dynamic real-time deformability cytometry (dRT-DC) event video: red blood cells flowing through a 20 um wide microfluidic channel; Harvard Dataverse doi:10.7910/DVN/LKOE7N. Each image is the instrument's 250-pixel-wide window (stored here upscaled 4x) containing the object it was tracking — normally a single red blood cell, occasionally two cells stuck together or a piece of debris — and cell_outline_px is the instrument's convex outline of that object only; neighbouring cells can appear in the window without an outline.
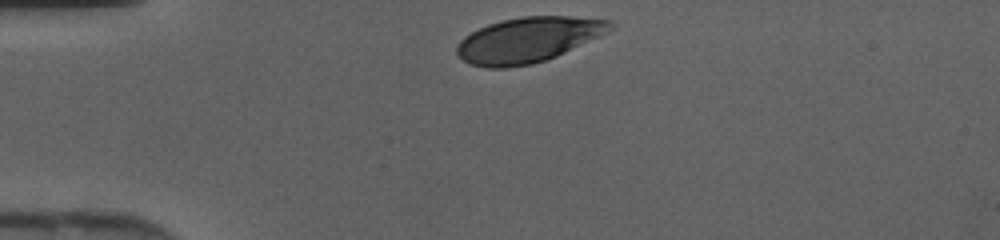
{"species": "human", "species_latin": "Homo sapiens", "temperature_condition": "cold", "stored_images_in_passage": 27, "camera_frame_rate_fps": 3000, "um_per_image_px": 0.085, "donor": {"sex": "female"}, "frame": {"image": 1, "passage_image": 1, "time_ms": 0.0, "image_size_px": [1000, 240], "cell_outline_px": [[616, 24], [608, 32], [556, 56], [532, 64], [508, 68], [488, 68], [468, 64], [456, 52], [456, 48], [460, 40], [464, 36], [488, 24], [504, 20], [524, 16], [568, 16], [612, 20]], "centroid_in_image_um": [44.9, 3.39], "position_along_channel_um": 40.1, "area_um2": 40.23}}
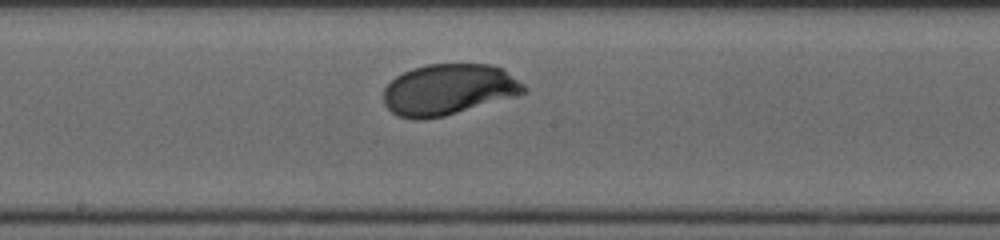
{"frame": {"image": 2, "passage_image": 15, "time_ms": 4.667, "image_size_px": [1000, 240], "cell_outline_px": [[528, 92], [520, 96], [444, 116], [424, 120], [412, 120], [396, 116], [384, 104], [384, 88], [396, 76], [412, 68], [428, 64], [492, 64], [504, 68], [524, 84], [528, 88]], "centroid_in_image_um": [38.18, 7.62], "position_along_channel_um": 210.0, "area_um2": 42.43}}
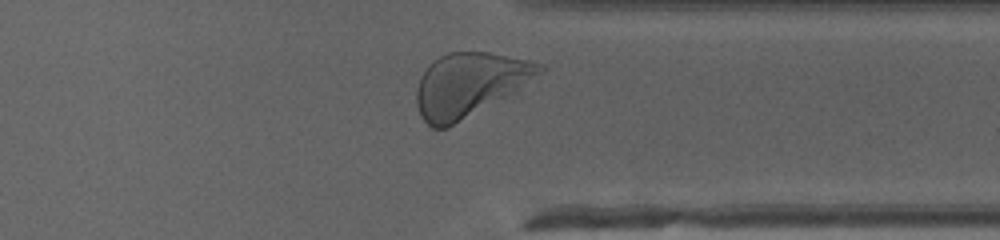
{"frame": {"image": 3, "passage_image": 26, "time_ms": 8.333, "image_size_px": [1000, 240], "cell_outline_px": [[548, 68], [544, 72], [448, 128], [432, 128], [420, 116], [416, 104], [416, 88], [420, 76], [428, 64], [440, 56], [448, 52], [488, 52], [528, 60], [544, 64]], "centroid_in_image_um": [39.84, 7.17], "position_along_channel_um": 371.6, "area_um2": 44.91}}